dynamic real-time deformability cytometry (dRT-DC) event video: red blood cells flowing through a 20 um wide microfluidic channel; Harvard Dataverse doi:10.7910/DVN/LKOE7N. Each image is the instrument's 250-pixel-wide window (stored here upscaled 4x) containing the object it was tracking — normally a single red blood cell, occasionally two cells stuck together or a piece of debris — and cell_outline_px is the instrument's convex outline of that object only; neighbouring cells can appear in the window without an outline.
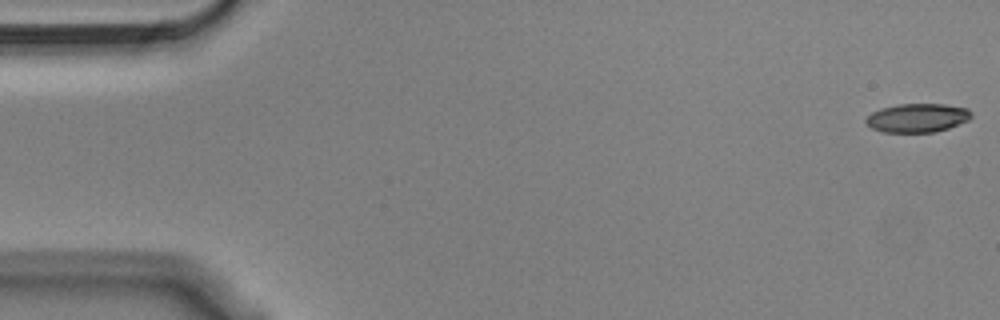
{"species": "Egyptian fruit bat (a non-hibernating species)", "species_latin": "Rousettus aegyptiacus", "temperature_condition": "cold", "stored_images_in_passage": 55, "camera_frame_rate_fps": 3000, "um_per_image_px": 0.085, "animal": {"sex": "male"}, "frame": {"image": 1, "passage_image": 1, "time_ms": 0.0, "image_size_px": [1000, 320], "cell_outline_px": [[972, 116], [968, 120], [948, 128], [936, 132], [884, 132], [872, 128], [864, 120], [872, 112], [880, 108], [900, 104], [944, 104], [968, 108], [972, 112]], "centroid_in_image_um": [77.99, 10.01], "position_along_channel_um": 7.0, "area_um2": 17.63}}
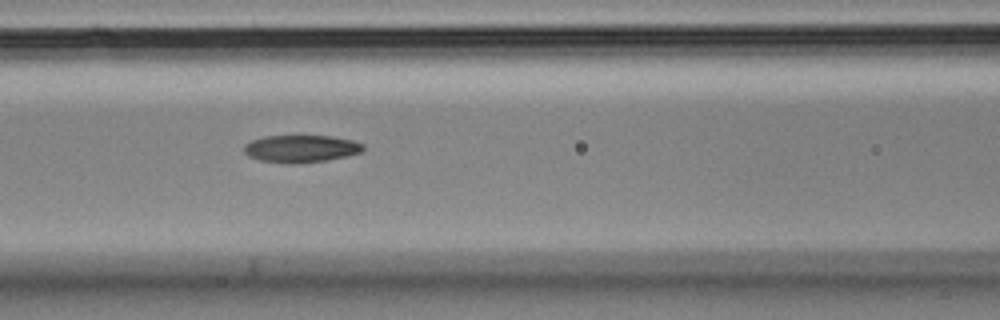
{"frame": {"image": 2, "passage_image": 23, "time_ms": 7.333, "image_size_px": [1000, 320], "cell_outline_px": [[364, 148], [360, 152], [344, 156], [324, 160], [292, 164], [260, 160], [248, 156], [244, 152], [244, 144], [252, 140], [264, 136], [332, 136], [352, 140], [364, 144]], "centroid_in_image_um": [25.55, 12.63], "position_along_channel_um": 141.1, "area_um2": 18.79}}
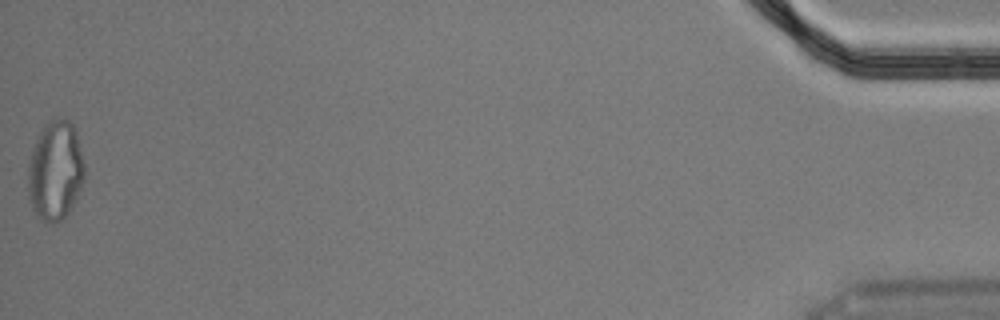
{"frame": {"image": 3, "passage_image": 55, "time_ms": 18.0, "image_size_px": [1000, 320], "cell_outline_px": [[84, 180], [76, 200], [68, 212], [60, 220], [52, 224], [36, 216], [32, 208], [28, 196], [28, 160], [36, 136], [44, 124], [48, 120], [68, 120], [72, 124], [76, 132], [84, 164]], "centroid_in_image_um": [4.67, 14.51], "position_along_channel_um": 430.5, "area_um2": 32.89}, "authors_computed_cell_mechanics": {"area_um2": 19.4208, "velocity_mm_per_s": 3.6422, "shape_relaxation_time_tau1_ms": null, "shape_relaxation_time_tau2_ms": 5.261, "deformation_change_tau1": null, "deformation_change_tau2": 0.1245}}